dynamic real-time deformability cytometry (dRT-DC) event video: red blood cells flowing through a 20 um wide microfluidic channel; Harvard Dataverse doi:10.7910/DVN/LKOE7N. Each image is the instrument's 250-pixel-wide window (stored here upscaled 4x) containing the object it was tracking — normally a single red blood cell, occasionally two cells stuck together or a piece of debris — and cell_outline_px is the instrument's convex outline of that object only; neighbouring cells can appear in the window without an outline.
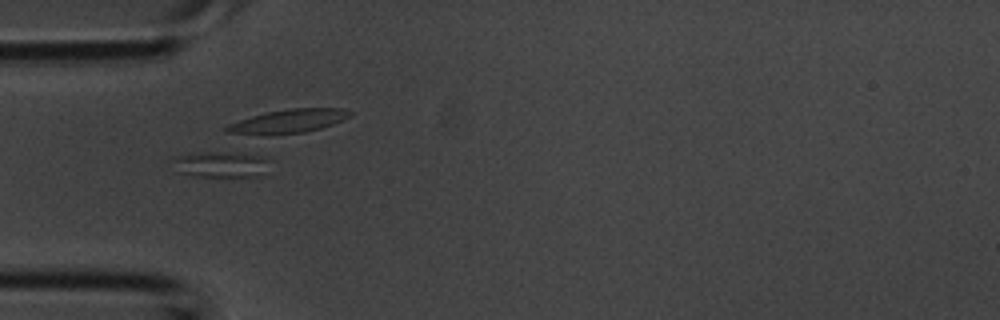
{"species": "common noctule bat (a hibernating species)", "species_latin": "Nyctalus noctula", "temperature_condition": "room temperature", "stored_images_in_passage": 5, "camera_frame_rate_fps": 3000, "um_per_image_px": 0.085, "animal": {"sex": "male", "body_mass_g": 20.1, "forearm_length_mm": 53.5}, "frame": {"image": 1, "passage_image": 3, "time_ms": 0.667, "image_size_px": [1000, 320], "cell_outline_px": [[268, 160], [264, 176], [196, 176], [176, 172], [168, 160], [180, 156], [204, 152], [208, 152], [268, 156]], "centroid_in_image_um": [18.73, 13.99], "position_along_channel_um": 66.3, "area_um2": 14.51}}
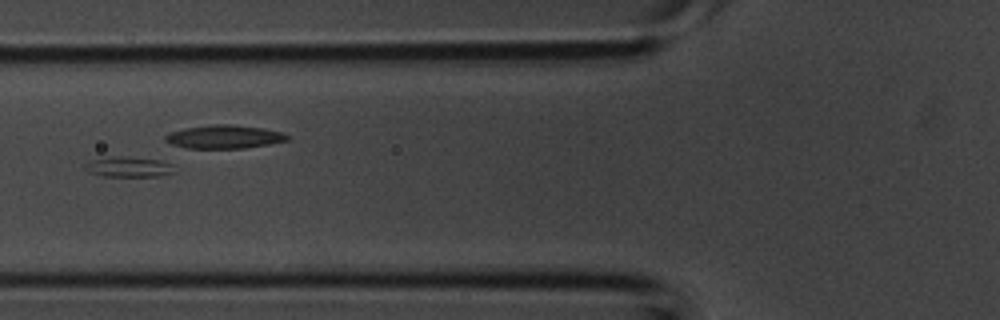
{"frame": {"image": 2, "passage_image": 4, "time_ms": 1.0, "image_size_px": [1000, 320], "cell_outline_px": [[176, 172], [164, 176], [104, 176], [88, 172], [84, 168], [84, 164], [88, 160], [112, 156], [128, 156], [160, 160], [172, 164]], "centroid_in_image_um": [10.93, 14.18], "position_along_channel_um": 114.9, "area_um2": 10.87}}
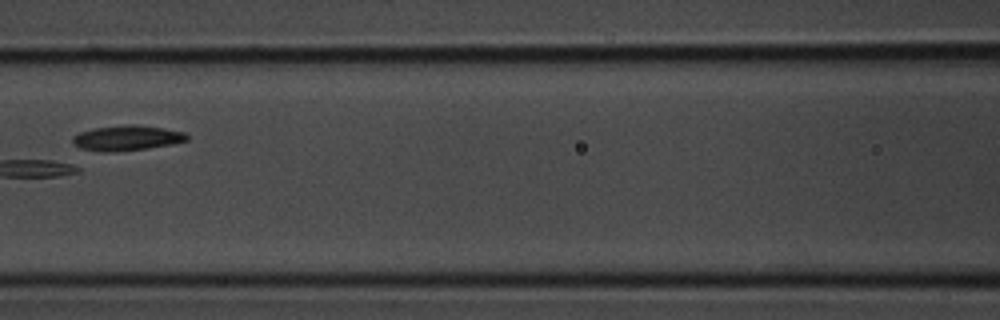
{"frame": {"image": 3, "passage_image": 5, "time_ms": 1.333, "image_size_px": [1000, 320], "cell_outline_px": [[188, 140], [172, 144], [148, 148], [116, 152], [100, 152], [80, 148], [72, 144], [72, 136], [80, 132], [92, 128], [132, 124], [136, 124], [184, 132], [188, 136]], "centroid_in_image_um": [10.73, 11.74], "position_along_channel_um": 155.9, "area_um2": 16.82}}